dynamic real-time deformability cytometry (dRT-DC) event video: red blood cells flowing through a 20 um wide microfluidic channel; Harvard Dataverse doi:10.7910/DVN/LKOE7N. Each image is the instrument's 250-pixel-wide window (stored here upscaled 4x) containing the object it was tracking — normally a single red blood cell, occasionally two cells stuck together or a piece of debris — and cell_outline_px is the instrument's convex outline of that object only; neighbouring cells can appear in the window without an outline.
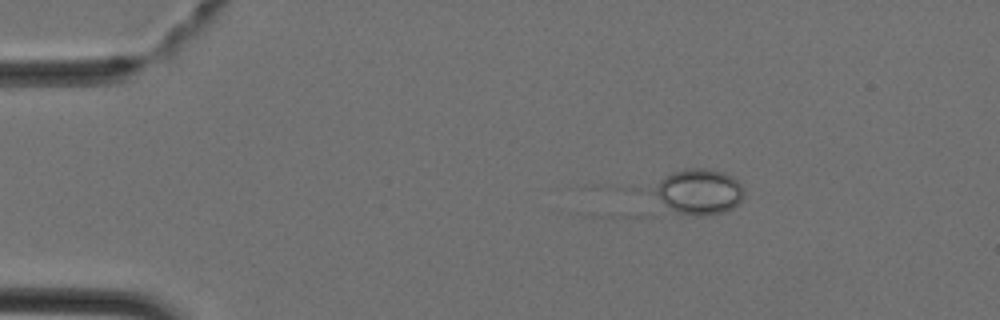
{"species": "Egyptian fruit bat (a non-hibernating species)", "species_latin": "Rousettus aegyptiacus", "temperature_condition": "cold", "stored_images_in_passage": 3, "camera_frame_rate_fps": 3000, "um_per_image_px": 0.085, "animal": {"sex": "female"}, "frame": {"image": 1, "passage_image": 2, "time_ms": 0.333, "image_size_px": [1000, 320], "cell_outline_px": [[744, 192], [740, 200], [732, 208], [724, 212], [708, 216], [700, 216], [676, 212], [668, 208], [648, 192], [648, 188], [672, 172], [684, 168], [704, 168], [724, 172], [732, 176], [740, 184]], "centroid_in_image_um": [59.32, 16.29], "position_along_channel_um": 25.7, "area_um2": 24.28}}